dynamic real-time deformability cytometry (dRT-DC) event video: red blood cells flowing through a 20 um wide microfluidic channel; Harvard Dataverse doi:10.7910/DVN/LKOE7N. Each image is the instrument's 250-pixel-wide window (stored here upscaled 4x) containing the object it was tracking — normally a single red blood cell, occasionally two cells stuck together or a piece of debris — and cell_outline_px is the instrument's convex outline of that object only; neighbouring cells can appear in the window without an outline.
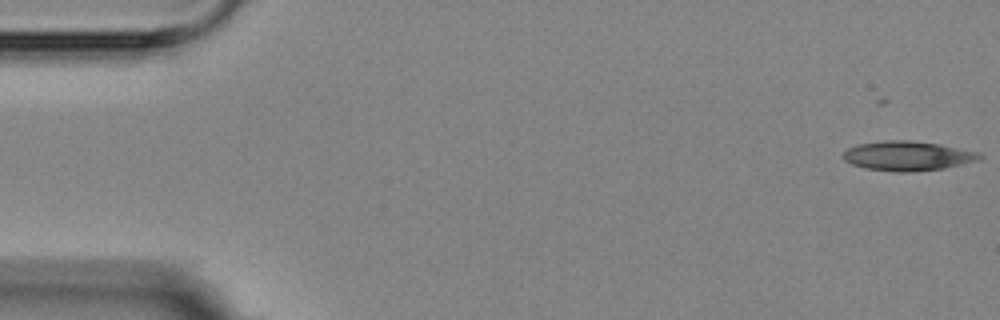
{"species": "Egyptian fruit bat (a non-hibernating species)", "species_latin": "Rousettus aegyptiacus", "temperature_condition": "room temperature", "stored_images_in_passage": 5, "camera_frame_rate_fps": 3000, "um_per_image_px": 0.085, "animal": {"sex": "female"}, "frame": {"image": 1, "passage_image": 1, "time_ms": 0.0, "image_size_px": [1000, 320], "cell_outline_px": [[984, 156], [980, 160], [944, 168], [912, 172], [896, 172], [864, 168], [852, 164], [844, 160], [840, 156], [848, 148], [856, 144], [884, 140], [912, 140], [940, 144], [980, 152]], "centroid_in_image_um": [77.15, 13.24], "position_along_channel_um": 7.9, "area_um2": 23.81}}
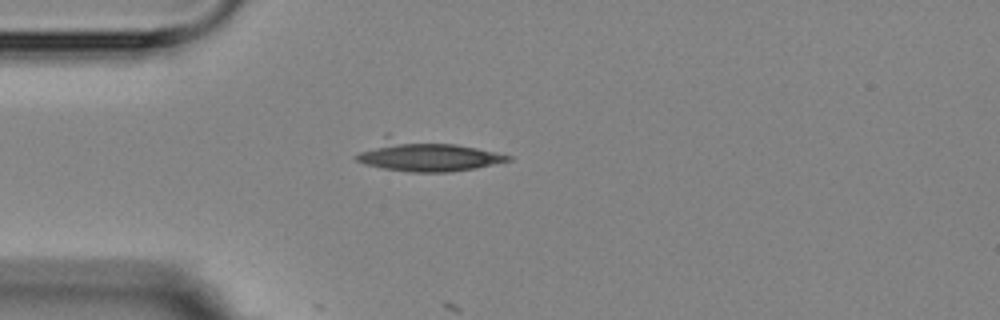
{"frame": {"image": 2, "passage_image": 4, "time_ms": 4.333, "image_size_px": [1000, 320], "cell_outline_px": [[512, 160], [476, 168], [448, 172], [408, 172], [384, 168], [364, 164], [356, 160], [352, 156], [388, 132], [456, 144], [476, 148], [512, 156]], "centroid_in_image_um": [36.12, 13.18], "position_along_channel_um": 48.9, "area_um2": 28.26}}